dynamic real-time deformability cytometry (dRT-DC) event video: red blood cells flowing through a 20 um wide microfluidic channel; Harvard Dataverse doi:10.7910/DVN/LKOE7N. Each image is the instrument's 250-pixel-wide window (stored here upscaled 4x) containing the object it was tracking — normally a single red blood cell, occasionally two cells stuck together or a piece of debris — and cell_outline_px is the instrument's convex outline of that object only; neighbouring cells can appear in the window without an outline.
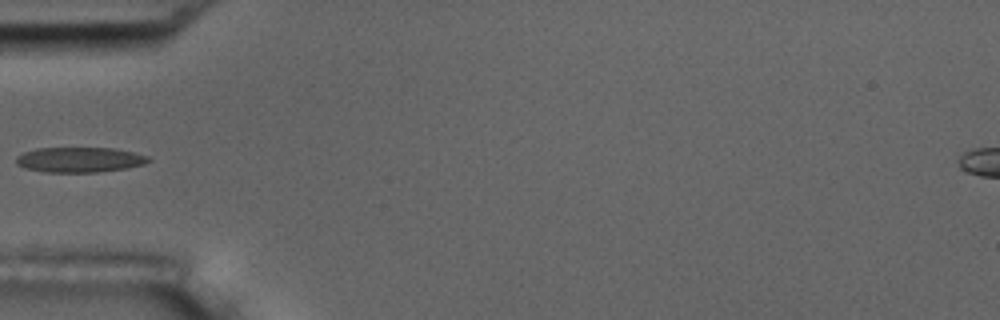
{"species": "common noctule bat (a hibernating species)", "species_latin": "Nyctalus noctula", "temperature_condition": "room temperature", "stored_images_in_passage": 6, "camera_frame_rate_fps": 3000, "um_per_image_px": 0.085, "animal": {"sex": "male", "body_mass_g": 17.5, "forearm_length_mm": 52.3}, "frame": {"image": 1, "passage_image": 5, "time_ms": 5.667, "image_size_px": [1000, 320], "cell_outline_px": [[152, 160], [144, 164], [128, 168], [96, 172], [44, 172], [24, 168], [16, 164], [16, 156], [24, 152], [36, 148], [112, 148], [132, 152], [148, 156]], "centroid_in_image_um": [6.75, 13.58], "position_along_channel_um": 78.3, "area_um2": 19.42}}